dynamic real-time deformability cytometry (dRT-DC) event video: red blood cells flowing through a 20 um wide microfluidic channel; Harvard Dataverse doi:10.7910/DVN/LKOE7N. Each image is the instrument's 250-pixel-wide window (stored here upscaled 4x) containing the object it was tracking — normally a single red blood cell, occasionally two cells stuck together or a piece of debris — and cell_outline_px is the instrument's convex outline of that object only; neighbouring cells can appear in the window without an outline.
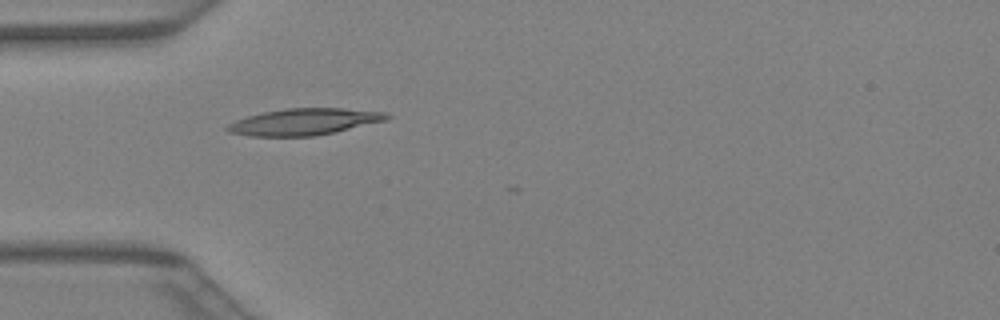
{"species": "Egyptian fruit bat (a non-hibernating species)", "species_latin": "Rousettus aegyptiacus", "temperature_condition": "warm", "stored_images_in_passage": 3, "camera_frame_rate_fps": 3000, "um_per_image_px": 0.085, "animal": {"sex": "female"}, "frame": {"image": 1, "passage_image": 1, "time_ms": 0.0, "image_size_px": [1000, 320], "cell_outline_px": [[392, 116], [388, 120], [316, 136], [248, 136], [228, 132], [224, 128], [228, 124], [236, 120], [248, 116], [264, 112], [284, 108], [344, 108], [384, 112]], "centroid_in_image_um": [25.85, 10.35], "position_along_channel_um": 59.1, "area_um2": 24.74}}